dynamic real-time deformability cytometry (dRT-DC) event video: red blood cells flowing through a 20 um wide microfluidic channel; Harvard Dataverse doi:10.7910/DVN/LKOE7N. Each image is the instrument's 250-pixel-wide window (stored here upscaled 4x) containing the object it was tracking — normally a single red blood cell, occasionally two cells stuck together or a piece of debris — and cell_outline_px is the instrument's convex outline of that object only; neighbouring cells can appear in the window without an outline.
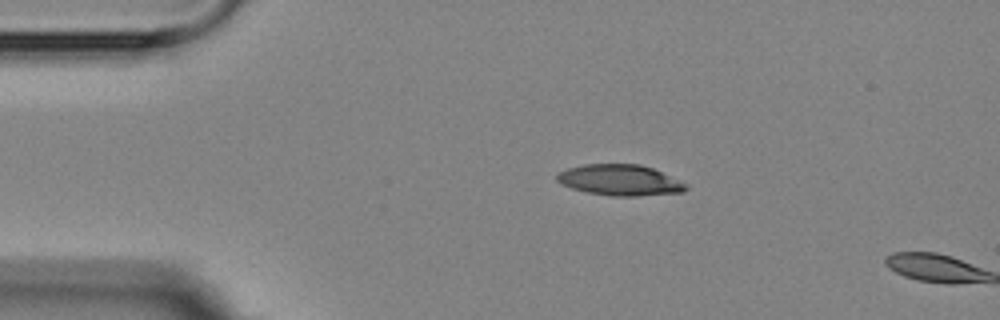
{"species": "Egyptian fruit bat (a non-hibernating species)", "species_latin": "Rousettus aegyptiacus", "temperature_condition": "room temperature", "stored_images_in_passage": 2, "camera_frame_rate_fps": 3000, "um_per_image_px": 0.085, "animal": {"sex": "female"}, "frame": {"image": 1, "passage_image": 1, "time_ms": 0.0, "image_size_px": [1000, 320], "cell_outline_px": [[688, 188], [684, 192], [636, 196], [612, 196], [588, 192], [572, 188], [556, 180], [556, 172], [568, 168], [584, 164], [640, 164], [652, 168], [688, 184]], "centroid_in_image_um": [52.7, 15.3], "position_along_channel_um": 32.3, "area_um2": 23.18}}